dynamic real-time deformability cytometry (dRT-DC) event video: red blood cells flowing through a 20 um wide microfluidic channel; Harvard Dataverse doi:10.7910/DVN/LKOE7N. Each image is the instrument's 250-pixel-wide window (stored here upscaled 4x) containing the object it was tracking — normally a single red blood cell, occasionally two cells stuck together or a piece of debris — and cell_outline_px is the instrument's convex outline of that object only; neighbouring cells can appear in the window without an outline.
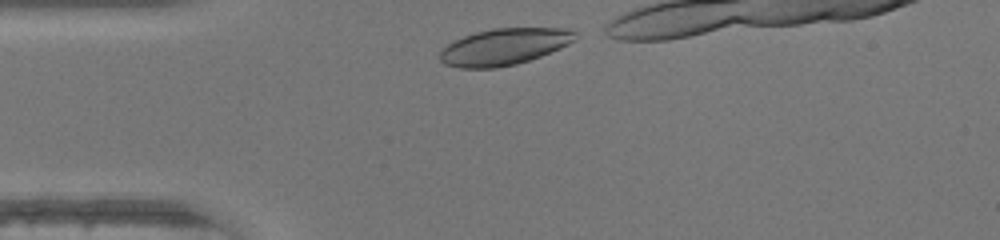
{"species": "human", "species_latin": "Homo sapiens", "temperature_condition": "warm", "stored_images_in_passage": 13, "camera_frame_rate_fps": 3000, "um_per_image_px": 0.085, "donor": {"sex": "female"}, "frame": {"image": 1, "passage_image": 1, "time_ms": 0.0, "image_size_px": [1000, 240], "cell_outline_px": [[580, 36], [576, 40], [560, 48], [540, 56], [516, 64], [496, 68], [460, 68], [444, 64], [440, 60], [440, 52], [452, 40], [476, 32], [492, 28], [572, 28]], "centroid_in_image_um": [42.89, 3.96], "position_along_channel_um": 42.1, "area_um2": 29.02}}
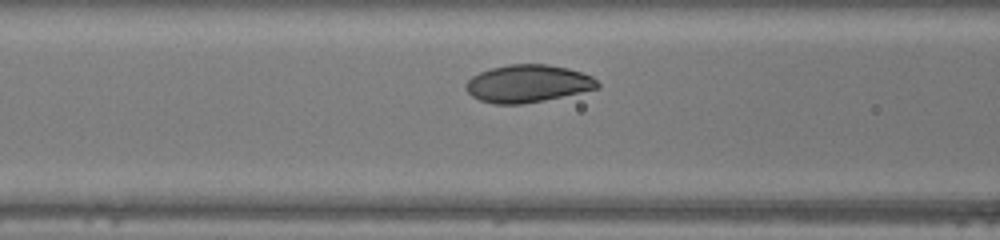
{"frame": {"image": 2, "passage_image": 8, "time_ms": 2.333, "image_size_px": [1000, 240], "cell_outline_px": [[600, 88], [544, 100], [524, 104], [492, 104], [480, 100], [472, 96], [464, 88], [464, 84], [472, 76], [480, 72], [492, 68], [508, 64], [548, 64], [568, 68], [592, 76], [600, 84]], "centroid_in_image_um": [44.85, 7.11], "position_along_channel_um": 121.8, "area_um2": 28.9}}
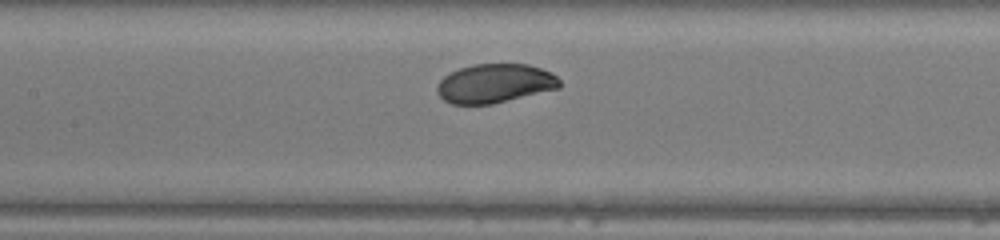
{"frame": {"image": 3, "passage_image": 11, "time_ms": 3.333, "image_size_px": [1000, 240], "cell_outline_px": [[560, 88], [492, 104], [452, 104], [444, 100], [436, 92], [436, 84], [448, 72], [472, 64], [528, 64], [552, 72], [560, 80]], "centroid_in_image_um": [42.04, 7.08], "position_along_channel_um": 165.4, "area_um2": 28.03}}